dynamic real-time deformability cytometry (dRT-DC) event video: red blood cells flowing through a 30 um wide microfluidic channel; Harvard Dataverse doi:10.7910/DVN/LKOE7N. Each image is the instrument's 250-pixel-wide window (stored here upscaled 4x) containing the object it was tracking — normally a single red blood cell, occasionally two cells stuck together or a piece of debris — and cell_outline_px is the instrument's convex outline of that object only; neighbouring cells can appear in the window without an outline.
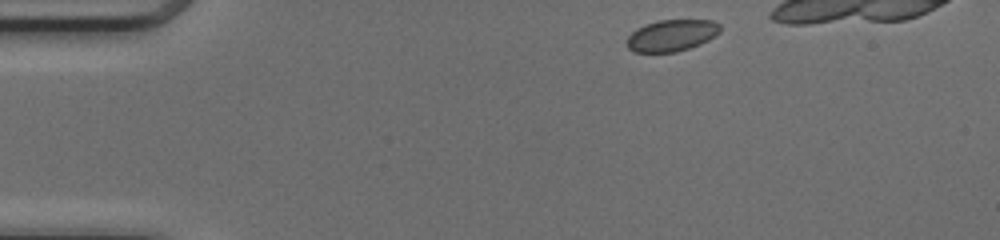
{"species": "common noctule bat (a hibernating species)", "species_latin": "Nyctalus noctula", "temperature_condition": "cold", "stored_images_in_passage": 35, "camera_frame_rate_fps": 3000, "um_per_image_px": 0.085, "animal": {"sex": "female", "body_mass_g": 17.0, "forearm_length_mm": 48.0}, "frame": {"image": 1, "passage_image": 1, "time_ms": 0.0, "image_size_px": [1000, 240], "cell_outline_px": [[720, 32], [708, 40], [700, 44], [676, 52], [636, 52], [628, 48], [624, 40], [636, 28], [644, 24], [656, 20], [712, 20], [720, 24]], "centroid_in_image_um": [57.05, 3.0], "position_along_channel_um": 27.9, "area_um2": 17.34}}
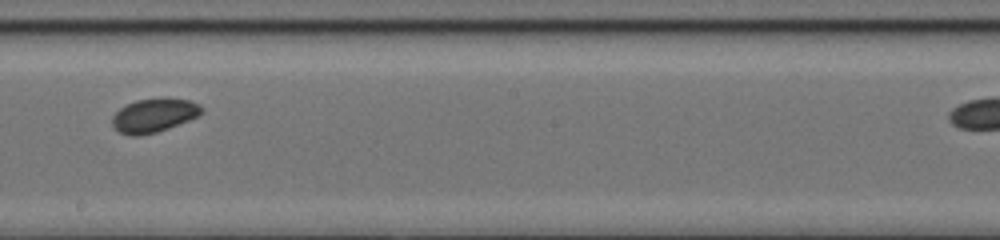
{"frame": {"image": 2, "passage_image": 21, "time_ms": 6.667, "image_size_px": [1000, 240], "cell_outline_px": [[204, 112], [200, 116], [168, 128], [156, 132], [140, 136], [132, 136], [120, 132], [112, 124], [112, 116], [120, 108], [136, 100], [160, 96], [164, 96], [188, 100], [200, 104], [204, 108]], "centroid_in_image_um": [13.14, 9.77], "position_along_channel_um": 235.1, "area_um2": 17.98}}
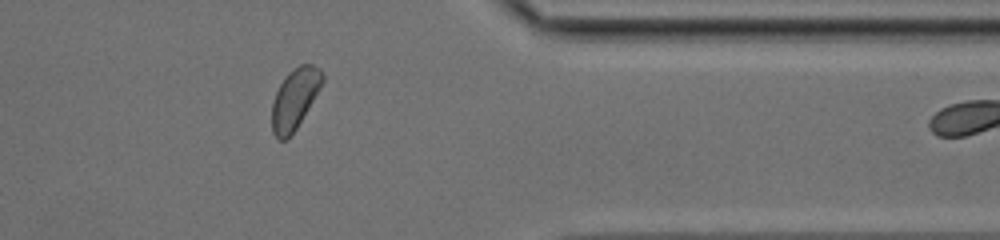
{"frame": {"image": 3, "passage_image": 33, "time_ms": 10.667, "image_size_px": [1000, 240], "cell_outline_px": [[324, 80], [320, 88], [296, 128], [284, 140], [276, 140], [272, 132], [272, 104], [276, 92], [280, 84], [288, 72], [300, 64], [312, 64], [320, 68], [324, 76]], "centroid_in_image_um": [25.05, 8.38], "position_along_channel_um": 386.4, "area_um2": 17.57}}